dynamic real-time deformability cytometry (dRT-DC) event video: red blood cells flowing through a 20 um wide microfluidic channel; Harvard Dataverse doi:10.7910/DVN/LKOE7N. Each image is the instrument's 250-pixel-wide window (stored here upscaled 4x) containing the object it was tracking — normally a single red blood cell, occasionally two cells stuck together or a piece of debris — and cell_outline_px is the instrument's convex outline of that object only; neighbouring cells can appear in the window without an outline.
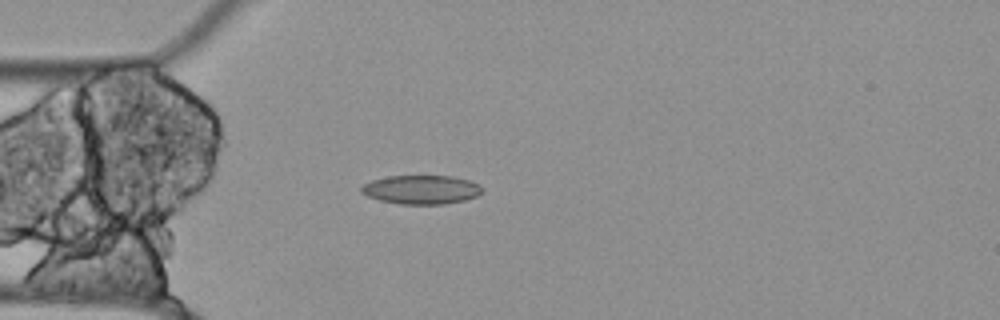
{"species": "Egyptian fruit bat (a non-hibernating species)", "species_latin": "Rousettus aegyptiacus", "temperature_condition": "cold", "stored_images_in_passage": 47, "camera_frame_rate_fps": 3000, "um_per_image_px": 0.085, "animal": {"sex": "female"}, "frame": {"image": 1, "passage_image": 6, "time_ms": 1.667, "image_size_px": [1000, 320], "cell_outline_px": [[484, 188], [476, 196], [464, 200], [444, 204], [400, 204], [380, 200], [368, 196], [360, 192], [360, 188], [364, 184], [372, 180], [388, 176], [452, 176], [468, 180]], "centroid_in_image_um": [35.78, 16.12], "position_along_channel_um": 49.2, "area_um2": 20.17}}
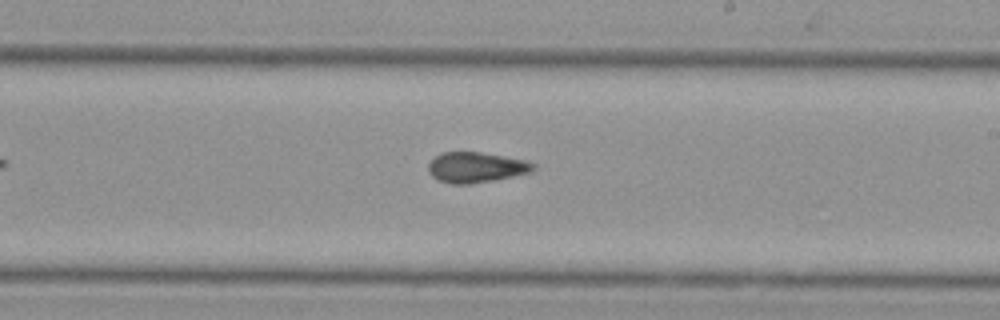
{"frame": {"image": 2, "passage_image": 23, "time_ms": 7.333, "image_size_px": [1000, 320], "cell_outline_px": [[536, 168], [532, 172], [492, 180], [468, 184], [452, 184], [440, 180], [432, 176], [428, 172], [428, 164], [440, 152], [480, 152], [528, 160], [536, 164]], "centroid_in_image_um": [40.49, 14.21], "position_along_channel_um": 248.5, "area_um2": 18.61}}
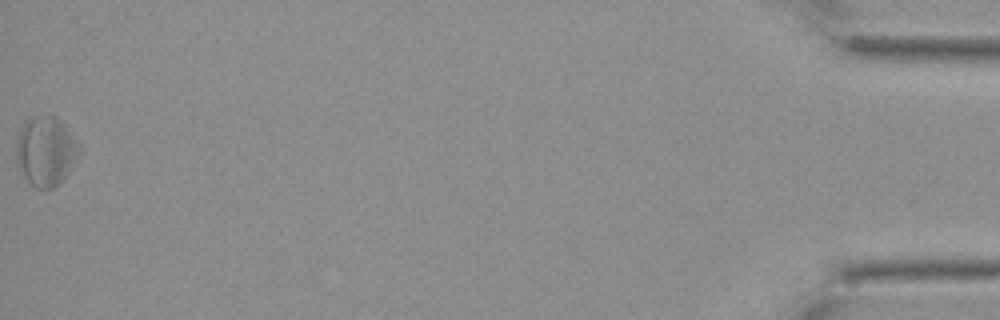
{"frame": {"image": 3, "passage_image": 47, "time_ms": 15.333, "image_size_px": [1000, 320], "cell_outline_px": [[80, 152], [68, 172], [52, 188], [36, 188], [24, 176], [16, 164], [16, 140], [20, 128], [28, 120], [36, 116], [56, 116], [64, 124], [80, 148]], "centroid_in_image_um": [3.85, 12.83], "position_along_channel_um": 431.3, "area_um2": 24.91}, "authors_computed_cell_mechanics": {"area_um2": 19.4208, "velocity_mm_per_s": 3.5005, "shape_relaxation_time_tau1_ms": 0.0361, "shape_relaxation_time_tau2_ms": 6.9264, "deformation_change_tau1": 0.0206, "deformation_change_tau2": 0.1687}}